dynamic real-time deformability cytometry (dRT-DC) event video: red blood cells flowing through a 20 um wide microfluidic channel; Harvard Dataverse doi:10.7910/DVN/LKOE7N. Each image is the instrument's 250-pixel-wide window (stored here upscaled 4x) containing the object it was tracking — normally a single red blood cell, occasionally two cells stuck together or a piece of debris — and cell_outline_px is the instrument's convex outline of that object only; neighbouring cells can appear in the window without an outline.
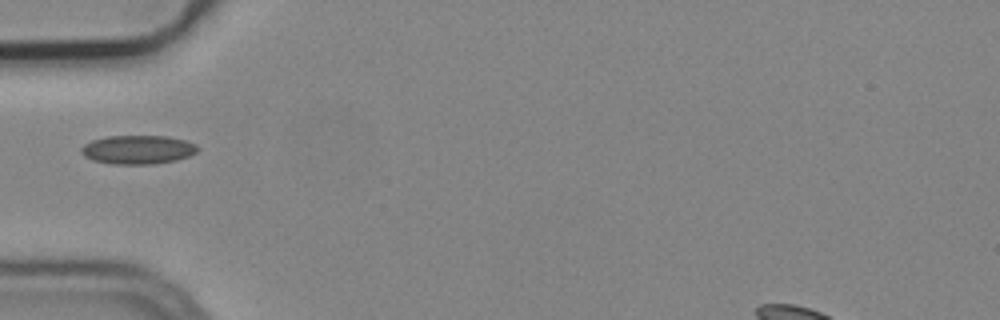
{"species": "common noctule bat (a hibernating species)", "species_latin": "Nyctalus noctula", "temperature_condition": "cold", "stored_images_in_passage": 8, "camera_frame_rate_fps": 3000, "um_per_image_px": 0.085, "animal": {"sex": "male", "body_mass_g": 19.2, "forearm_length_mm": 51.8}, "frame": {"image": 1, "passage_image": 1, "time_ms": 0.0, "image_size_px": [1000, 320], "cell_outline_px": [[200, 148], [196, 152], [188, 156], [176, 160], [152, 164], [112, 164], [92, 160], [84, 156], [80, 152], [80, 148], [84, 144], [92, 140], [108, 136], [168, 136], [184, 140], [196, 144]], "centroid_in_image_um": [11.7, 12.72], "position_along_channel_um": 73.3, "area_um2": 19.59}}
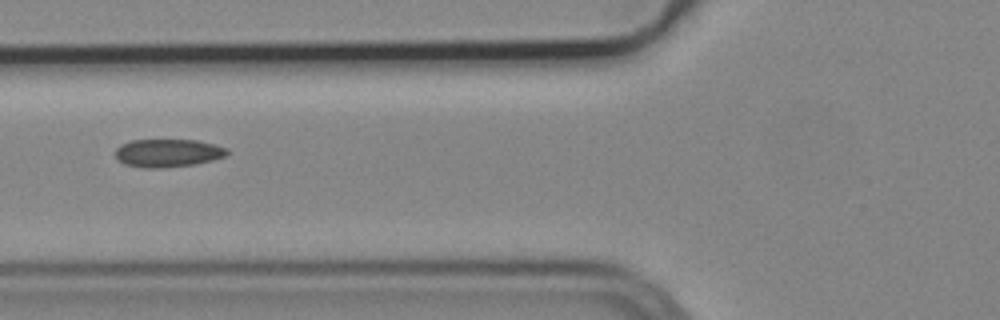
{"frame": {"image": 2, "passage_image": 4, "time_ms": 1.0, "image_size_px": [1000, 320], "cell_outline_px": [[228, 152], [224, 156], [212, 160], [196, 164], [164, 168], [144, 168], [124, 164], [116, 156], [116, 148], [120, 144], [132, 140], [196, 140], [228, 148]], "centroid_in_image_um": [14.25, 13.01], "position_along_channel_um": 111.5, "area_um2": 18.21}}